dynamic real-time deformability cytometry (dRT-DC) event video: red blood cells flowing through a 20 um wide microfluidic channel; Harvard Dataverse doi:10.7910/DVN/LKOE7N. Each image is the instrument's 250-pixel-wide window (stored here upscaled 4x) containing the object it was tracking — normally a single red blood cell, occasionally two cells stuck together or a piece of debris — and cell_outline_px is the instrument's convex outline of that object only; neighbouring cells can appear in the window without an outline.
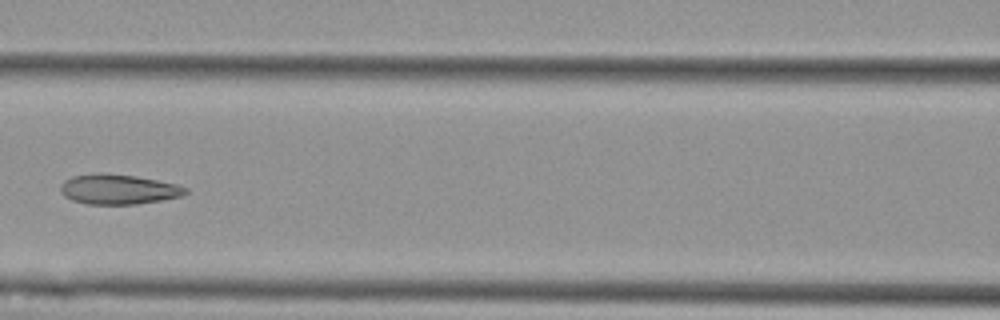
{"species": "Egyptian fruit bat (a non-hibernating species)", "species_latin": "Rousettus aegyptiacus", "temperature_condition": "cold", "stored_images_in_passage": 9, "camera_frame_rate_fps": 3000, "um_per_image_px": 0.085, "animal": {"sex": "female"}, "frame": {"image": 1, "passage_image": 6, "time_ms": 6.0, "image_size_px": [1000, 320], "cell_outline_px": [[188, 192], [184, 196], [136, 204], [88, 204], [72, 200], [64, 196], [60, 192], [60, 184], [64, 180], [72, 176], [96, 172], [104, 172], [136, 176], [176, 184], [188, 188]], "centroid_in_image_um": [10.04, 16.07], "position_along_channel_um": 156.6, "area_um2": 22.08}}
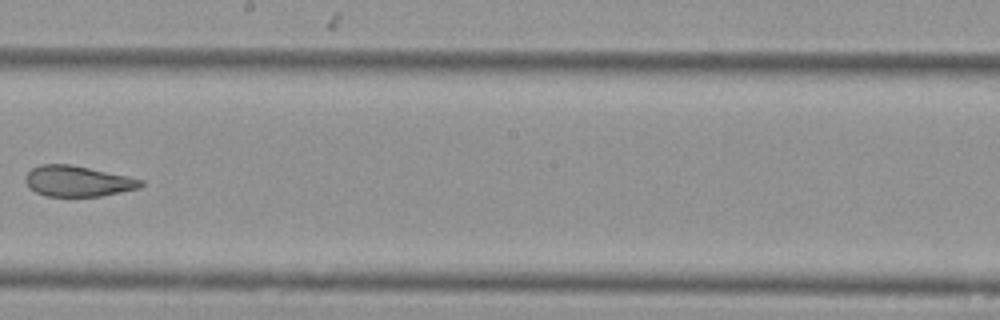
{"frame": {"image": 2, "passage_image": 8, "time_ms": 8.333, "image_size_px": [1000, 320], "cell_outline_px": [[144, 184], [140, 188], [100, 196], [44, 196], [28, 188], [24, 180], [24, 176], [32, 168], [40, 164], [72, 164], [128, 176], [144, 180]], "centroid_in_image_um": [6.58, 15.39], "position_along_channel_um": 241.6, "area_um2": 20.87}}
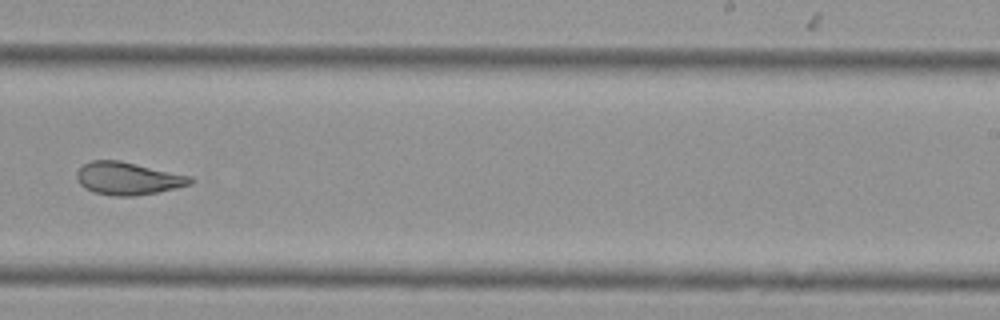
{"frame": {"image": 3, "passage_image": 9, "time_ms": 9.333, "image_size_px": [1000, 320], "cell_outline_px": [[196, 180], [192, 184], [176, 188], [156, 192], [132, 196], [116, 196], [92, 192], [84, 188], [80, 184], [76, 176], [76, 172], [84, 164], [92, 160], [120, 160], [192, 176]], "centroid_in_image_um": [10.89, 15.16], "position_along_channel_um": 278.1, "area_um2": 21.73}}